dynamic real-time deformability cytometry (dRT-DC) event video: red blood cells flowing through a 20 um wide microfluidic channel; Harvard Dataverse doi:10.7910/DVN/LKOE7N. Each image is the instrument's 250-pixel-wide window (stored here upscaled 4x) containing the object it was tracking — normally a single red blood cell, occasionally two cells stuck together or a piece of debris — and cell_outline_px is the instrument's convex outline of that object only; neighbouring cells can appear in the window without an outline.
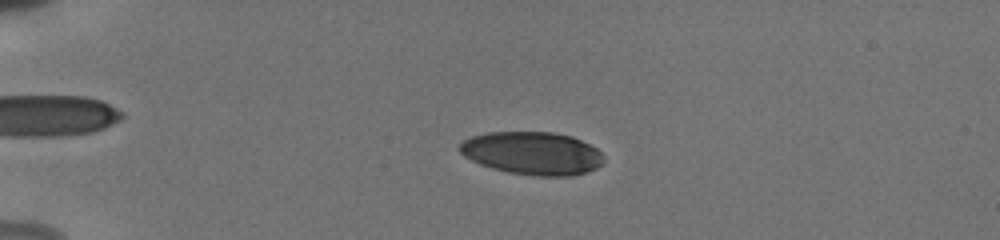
{"species": "human", "species_latin": "Homo sapiens", "temperature_condition": "cold", "stored_images_in_passage": 55, "camera_frame_rate_fps": 3000, "um_per_image_px": 0.085, "donor": {"sex": "male"}, "frame": {"image": 1, "passage_image": 14, "time_ms": 4.333, "image_size_px": [1000, 240], "cell_outline_px": [[604, 160], [596, 168], [572, 176], [536, 176], [508, 172], [492, 168], [480, 164], [464, 156], [456, 148], [464, 140], [472, 136], [488, 132], [552, 132], [572, 136], [596, 148], [604, 156]], "centroid_in_image_um": [45.23, 13.02], "position_along_channel_um": 39.8, "area_um2": 36.01}}
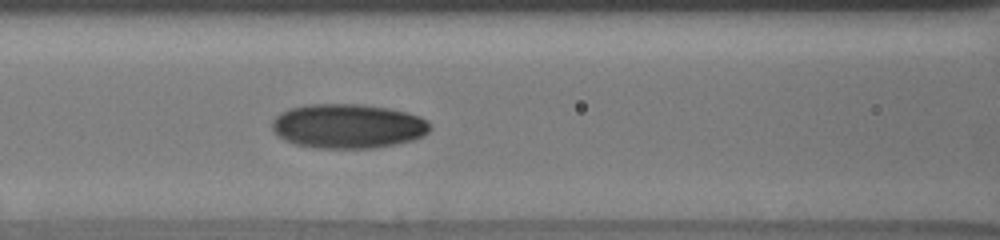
{"frame": {"image": 2, "passage_image": 26, "time_ms": 8.333, "image_size_px": [1000, 240], "cell_outline_px": [[432, 128], [424, 136], [412, 140], [396, 144], [372, 148], [316, 148], [296, 144], [284, 140], [272, 128], [272, 120], [280, 112], [288, 108], [308, 104], [360, 104], [388, 108], [420, 116], [428, 120], [432, 124]], "centroid_in_image_um": [29.59, 10.71], "position_along_channel_um": 137.0, "area_um2": 41.1}}
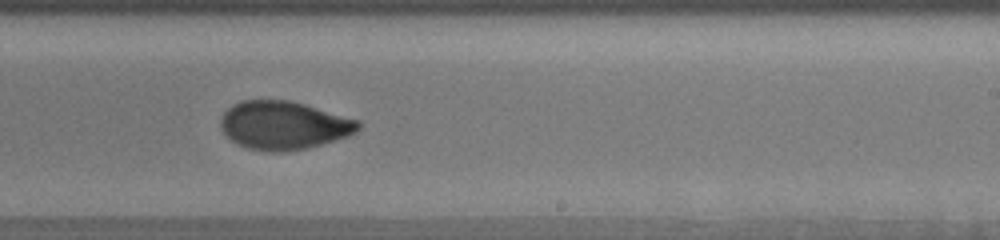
{"frame": {"image": 3, "passage_image": 36, "time_ms": 11.667, "image_size_px": [1000, 240], "cell_outline_px": [[360, 128], [356, 132], [348, 136], [336, 140], [304, 148], [284, 152], [272, 152], [248, 148], [236, 144], [220, 128], [220, 120], [224, 112], [232, 104], [240, 100], [288, 100], [304, 104], [360, 120]], "centroid_in_image_um": [24.1, 10.64], "position_along_channel_um": 264.9, "area_um2": 38.73}, "authors_computed_cell_mechanics": {"area_um2": 37.57, "velocity_mm_per_s": 3.854, "shape_relaxation_time_tau1_ms": 6.0525, "shape_relaxation_time_tau2_ms": 1.2887, "deformation_change_tau1": 0.2067, "deformation_change_tau2": 0.0543}}